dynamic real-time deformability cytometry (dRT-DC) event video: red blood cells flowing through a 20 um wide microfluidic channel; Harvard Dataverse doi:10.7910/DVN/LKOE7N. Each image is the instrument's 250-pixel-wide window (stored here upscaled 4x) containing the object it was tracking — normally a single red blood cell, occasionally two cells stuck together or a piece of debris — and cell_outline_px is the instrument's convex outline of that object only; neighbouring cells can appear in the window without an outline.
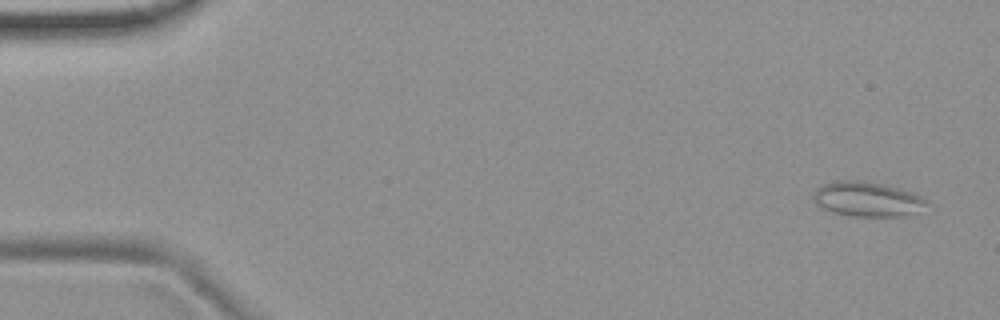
{"species": "common noctule bat (a hibernating species)", "species_latin": "Nyctalus noctula", "temperature_condition": "room temperature", "stored_images_in_passage": 54, "camera_frame_rate_fps": 3000, "um_per_image_px": 0.085, "animal": {"sex": "female", "body_mass_g": 19.9}, "frame": {"image": 1, "passage_image": 3, "time_ms": 0.667, "image_size_px": [1000, 320], "cell_outline_px": [[928, 204], [916, 212], [908, 216], [852, 216], [836, 212], [824, 208], [816, 204], [812, 196], [816, 188], [824, 184], [836, 180], [860, 180], [884, 184], [912, 192], [924, 196], [928, 200]], "centroid_in_image_um": [73.75, 16.91], "position_along_channel_um": 11.2, "area_um2": 23.0}}
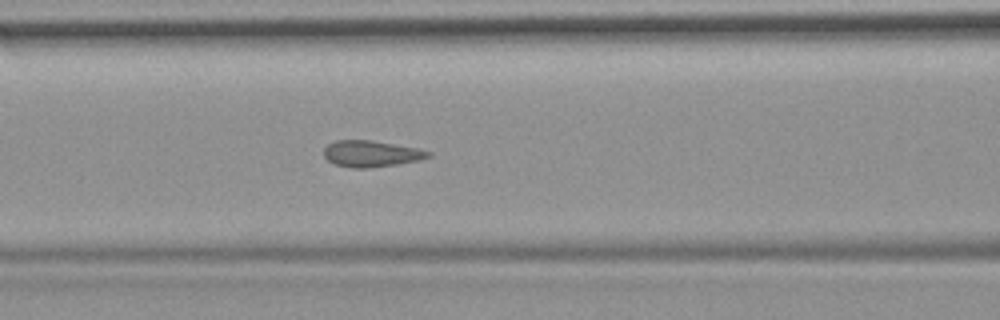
{"frame": {"image": 2, "passage_image": 23, "time_ms": 7.333, "image_size_px": [1000, 320], "cell_outline_px": [[432, 156], [420, 160], [396, 164], [368, 168], [352, 168], [336, 164], [328, 160], [324, 156], [324, 148], [328, 144], [336, 140], [372, 140], [420, 148], [432, 152]], "centroid_in_image_um": [31.59, 13.05], "position_along_channel_um": 135.0, "area_um2": 16.13}}
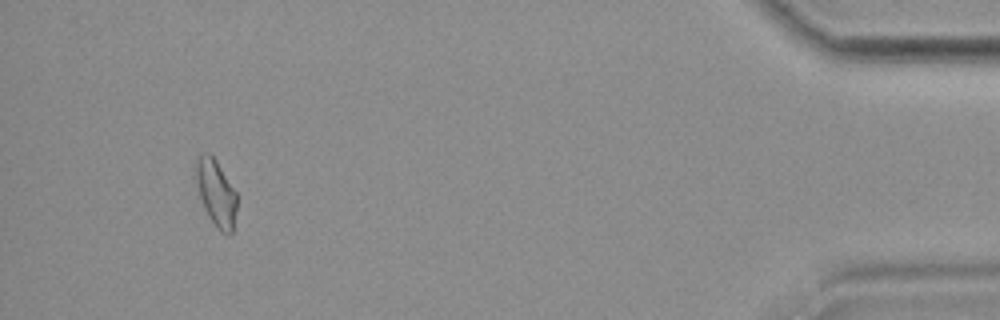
{"frame": {"image": 3, "passage_image": 51, "time_ms": 16.667, "image_size_px": [1000, 320], "cell_outline_px": [[236, 208], [232, 232], [228, 236], [220, 232], [216, 228], [208, 216], [204, 208], [200, 196], [196, 180], [196, 156], [208, 152], [216, 160], [236, 192]], "centroid_in_image_um": [18.36, 16.42], "position_along_channel_um": 416.8, "area_um2": 15.72}}